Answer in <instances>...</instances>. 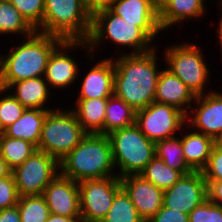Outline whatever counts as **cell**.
I'll list each match as a JSON object with an SVG mask.
<instances>
[{
	"mask_svg": "<svg viewBox=\"0 0 222 222\" xmlns=\"http://www.w3.org/2000/svg\"><path fill=\"white\" fill-rule=\"evenodd\" d=\"M121 186L130 197L139 216L147 222L163 206L164 191L139 174L120 178Z\"/></svg>",
	"mask_w": 222,
	"mask_h": 222,
	"instance_id": "2e32d148",
	"label": "cell"
},
{
	"mask_svg": "<svg viewBox=\"0 0 222 222\" xmlns=\"http://www.w3.org/2000/svg\"><path fill=\"white\" fill-rule=\"evenodd\" d=\"M168 0H153L155 7L159 10Z\"/></svg>",
	"mask_w": 222,
	"mask_h": 222,
	"instance_id": "f6af8a7d",
	"label": "cell"
},
{
	"mask_svg": "<svg viewBox=\"0 0 222 222\" xmlns=\"http://www.w3.org/2000/svg\"><path fill=\"white\" fill-rule=\"evenodd\" d=\"M180 43V44H176ZM182 43V44H181ZM174 44V45H173ZM165 50L161 51L164 55V67L175 74L195 96L204 95L212 89L208 90L209 83H211V67L207 64L203 49L199 44L193 42H175ZM207 86V87H206Z\"/></svg>",
	"mask_w": 222,
	"mask_h": 222,
	"instance_id": "8992f818",
	"label": "cell"
},
{
	"mask_svg": "<svg viewBox=\"0 0 222 222\" xmlns=\"http://www.w3.org/2000/svg\"><path fill=\"white\" fill-rule=\"evenodd\" d=\"M51 214L65 217H80L78 182L60 173L46 186L43 192Z\"/></svg>",
	"mask_w": 222,
	"mask_h": 222,
	"instance_id": "ac0fdd59",
	"label": "cell"
},
{
	"mask_svg": "<svg viewBox=\"0 0 222 222\" xmlns=\"http://www.w3.org/2000/svg\"><path fill=\"white\" fill-rule=\"evenodd\" d=\"M195 98L192 91L175 74L166 67L161 70L155 102L174 106L187 115Z\"/></svg>",
	"mask_w": 222,
	"mask_h": 222,
	"instance_id": "d6986e66",
	"label": "cell"
},
{
	"mask_svg": "<svg viewBox=\"0 0 222 222\" xmlns=\"http://www.w3.org/2000/svg\"><path fill=\"white\" fill-rule=\"evenodd\" d=\"M108 98L76 99L70 109L87 133L104 135L105 108ZM74 106V108H73Z\"/></svg>",
	"mask_w": 222,
	"mask_h": 222,
	"instance_id": "cb8c5ba5",
	"label": "cell"
},
{
	"mask_svg": "<svg viewBox=\"0 0 222 222\" xmlns=\"http://www.w3.org/2000/svg\"><path fill=\"white\" fill-rule=\"evenodd\" d=\"M17 206L21 222H47L50 215L43 195L20 196Z\"/></svg>",
	"mask_w": 222,
	"mask_h": 222,
	"instance_id": "4dcf8cb0",
	"label": "cell"
},
{
	"mask_svg": "<svg viewBox=\"0 0 222 222\" xmlns=\"http://www.w3.org/2000/svg\"><path fill=\"white\" fill-rule=\"evenodd\" d=\"M59 173V161L38 149L12 170L19 196L42 195L46 186Z\"/></svg>",
	"mask_w": 222,
	"mask_h": 222,
	"instance_id": "9c48e42d",
	"label": "cell"
},
{
	"mask_svg": "<svg viewBox=\"0 0 222 222\" xmlns=\"http://www.w3.org/2000/svg\"><path fill=\"white\" fill-rule=\"evenodd\" d=\"M209 3L211 0H208ZM207 0H168L159 9V23L163 33L179 23L191 22L204 19L205 13H208ZM193 20V21H192ZM167 29V30H166Z\"/></svg>",
	"mask_w": 222,
	"mask_h": 222,
	"instance_id": "ffe728a7",
	"label": "cell"
},
{
	"mask_svg": "<svg viewBox=\"0 0 222 222\" xmlns=\"http://www.w3.org/2000/svg\"><path fill=\"white\" fill-rule=\"evenodd\" d=\"M87 42L92 55L97 54V51L103 49L101 45L108 42L117 47H124L123 50L119 48L120 54L118 52L117 55L143 54L157 47L155 42L137 27V23L125 21L106 6L92 10L91 31Z\"/></svg>",
	"mask_w": 222,
	"mask_h": 222,
	"instance_id": "3957f363",
	"label": "cell"
},
{
	"mask_svg": "<svg viewBox=\"0 0 222 222\" xmlns=\"http://www.w3.org/2000/svg\"><path fill=\"white\" fill-rule=\"evenodd\" d=\"M201 172L206 181L222 180V149L213 146L208 162Z\"/></svg>",
	"mask_w": 222,
	"mask_h": 222,
	"instance_id": "d590c367",
	"label": "cell"
},
{
	"mask_svg": "<svg viewBox=\"0 0 222 222\" xmlns=\"http://www.w3.org/2000/svg\"><path fill=\"white\" fill-rule=\"evenodd\" d=\"M102 222H145L138 214L130 197L121 188L115 195L112 205Z\"/></svg>",
	"mask_w": 222,
	"mask_h": 222,
	"instance_id": "f546056e",
	"label": "cell"
},
{
	"mask_svg": "<svg viewBox=\"0 0 222 222\" xmlns=\"http://www.w3.org/2000/svg\"><path fill=\"white\" fill-rule=\"evenodd\" d=\"M106 7L125 21L137 23V27H140L155 43L159 39L158 35L162 36L159 10L153 0H113Z\"/></svg>",
	"mask_w": 222,
	"mask_h": 222,
	"instance_id": "9a60e30c",
	"label": "cell"
},
{
	"mask_svg": "<svg viewBox=\"0 0 222 222\" xmlns=\"http://www.w3.org/2000/svg\"><path fill=\"white\" fill-rule=\"evenodd\" d=\"M90 57V58H89ZM89 61L93 60L95 64L83 76L80 81L79 91L75 99H95V98H109L114 95V74L115 65L112 57H105L104 59H96L95 55L88 56Z\"/></svg>",
	"mask_w": 222,
	"mask_h": 222,
	"instance_id": "e0dca14e",
	"label": "cell"
},
{
	"mask_svg": "<svg viewBox=\"0 0 222 222\" xmlns=\"http://www.w3.org/2000/svg\"><path fill=\"white\" fill-rule=\"evenodd\" d=\"M214 146L222 149V132L216 138H214Z\"/></svg>",
	"mask_w": 222,
	"mask_h": 222,
	"instance_id": "ee69618b",
	"label": "cell"
},
{
	"mask_svg": "<svg viewBox=\"0 0 222 222\" xmlns=\"http://www.w3.org/2000/svg\"><path fill=\"white\" fill-rule=\"evenodd\" d=\"M63 41L57 36L36 31L9 47V52H0V87L8 89L15 82L44 77L52 52Z\"/></svg>",
	"mask_w": 222,
	"mask_h": 222,
	"instance_id": "7a4b0ae2",
	"label": "cell"
},
{
	"mask_svg": "<svg viewBox=\"0 0 222 222\" xmlns=\"http://www.w3.org/2000/svg\"><path fill=\"white\" fill-rule=\"evenodd\" d=\"M216 2H217V4L216 5H218L219 7L218 8H220V13H222V0H216ZM220 15H222V14H219V16ZM221 18L218 20L219 22H218V27H217V31H216V33H217V39H218V44L220 45V48L221 49H218L220 52H221V54H222V16H220ZM222 60V59H221Z\"/></svg>",
	"mask_w": 222,
	"mask_h": 222,
	"instance_id": "60d3db41",
	"label": "cell"
},
{
	"mask_svg": "<svg viewBox=\"0 0 222 222\" xmlns=\"http://www.w3.org/2000/svg\"><path fill=\"white\" fill-rule=\"evenodd\" d=\"M0 222H21L18 206L0 210Z\"/></svg>",
	"mask_w": 222,
	"mask_h": 222,
	"instance_id": "f35d334b",
	"label": "cell"
},
{
	"mask_svg": "<svg viewBox=\"0 0 222 222\" xmlns=\"http://www.w3.org/2000/svg\"><path fill=\"white\" fill-rule=\"evenodd\" d=\"M158 53L157 45L143 54L116 55L117 58L111 55L115 65L114 95L135 111L154 102L157 80L162 70L159 65L162 59Z\"/></svg>",
	"mask_w": 222,
	"mask_h": 222,
	"instance_id": "6da1fadb",
	"label": "cell"
},
{
	"mask_svg": "<svg viewBox=\"0 0 222 222\" xmlns=\"http://www.w3.org/2000/svg\"><path fill=\"white\" fill-rule=\"evenodd\" d=\"M9 1L38 32L42 33V21L45 9L44 0Z\"/></svg>",
	"mask_w": 222,
	"mask_h": 222,
	"instance_id": "d6a6232c",
	"label": "cell"
},
{
	"mask_svg": "<svg viewBox=\"0 0 222 222\" xmlns=\"http://www.w3.org/2000/svg\"><path fill=\"white\" fill-rule=\"evenodd\" d=\"M49 110L25 109L21 117L4 130L10 138H18L39 145L43 123Z\"/></svg>",
	"mask_w": 222,
	"mask_h": 222,
	"instance_id": "603a6c76",
	"label": "cell"
},
{
	"mask_svg": "<svg viewBox=\"0 0 222 222\" xmlns=\"http://www.w3.org/2000/svg\"><path fill=\"white\" fill-rule=\"evenodd\" d=\"M13 174L0 179V210L16 206L19 200Z\"/></svg>",
	"mask_w": 222,
	"mask_h": 222,
	"instance_id": "e575fe53",
	"label": "cell"
},
{
	"mask_svg": "<svg viewBox=\"0 0 222 222\" xmlns=\"http://www.w3.org/2000/svg\"><path fill=\"white\" fill-rule=\"evenodd\" d=\"M155 145L156 156L170 168L180 172L182 175H187L194 171L185 160L181 145V131L180 136L159 140Z\"/></svg>",
	"mask_w": 222,
	"mask_h": 222,
	"instance_id": "4316f807",
	"label": "cell"
},
{
	"mask_svg": "<svg viewBox=\"0 0 222 222\" xmlns=\"http://www.w3.org/2000/svg\"><path fill=\"white\" fill-rule=\"evenodd\" d=\"M37 30L25 19V17L10 3L0 2V36L18 35L22 39L34 34Z\"/></svg>",
	"mask_w": 222,
	"mask_h": 222,
	"instance_id": "484cf974",
	"label": "cell"
},
{
	"mask_svg": "<svg viewBox=\"0 0 222 222\" xmlns=\"http://www.w3.org/2000/svg\"><path fill=\"white\" fill-rule=\"evenodd\" d=\"M4 133V130L2 129V126H1V121H0V135Z\"/></svg>",
	"mask_w": 222,
	"mask_h": 222,
	"instance_id": "bcb514c9",
	"label": "cell"
},
{
	"mask_svg": "<svg viewBox=\"0 0 222 222\" xmlns=\"http://www.w3.org/2000/svg\"><path fill=\"white\" fill-rule=\"evenodd\" d=\"M25 109L8 89L0 87V121L3 130L18 120Z\"/></svg>",
	"mask_w": 222,
	"mask_h": 222,
	"instance_id": "1f68e13d",
	"label": "cell"
},
{
	"mask_svg": "<svg viewBox=\"0 0 222 222\" xmlns=\"http://www.w3.org/2000/svg\"><path fill=\"white\" fill-rule=\"evenodd\" d=\"M185 124L186 115L168 104L154 101L136 111V125L149 140L155 143L177 136Z\"/></svg>",
	"mask_w": 222,
	"mask_h": 222,
	"instance_id": "8fae6325",
	"label": "cell"
},
{
	"mask_svg": "<svg viewBox=\"0 0 222 222\" xmlns=\"http://www.w3.org/2000/svg\"><path fill=\"white\" fill-rule=\"evenodd\" d=\"M186 124L197 132L216 138L222 132V92L213 89L196 96L186 115Z\"/></svg>",
	"mask_w": 222,
	"mask_h": 222,
	"instance_id": "5bb4252c",
	"label": "cell"
},
{
	"mask_svg": "<svg viewBox=\"0 0 222 222\" xmlns=\"http://www.w3.org/2000/svg\"><path fill=\"white\" fill-rule=\"evenodd\" d=\"M182 129L181 145L185 160L194 171H202L210 157L214 146V139L201 132L193 130L187 124H185Z\"/></svg>",
	"mask_w": 222,
	"mask_h": 222,
	"instance_id": "7402d4cb",
	"label": "cell"
},
{
	"mask_svg": "<svg viewBox=\"0 0 222 222\" xmlns=\"http://www.w3.org/2000/svg\"><path fill=\"white\" fill-rule=\"evenodd\" d=\"M208 185V198L222 207V180L221 181H206Z\"/></svg>",
	"mask_w": 222,
	"mask_h": 222,
	"instance_id": "74e56055",
	"label": "cell"
},
{
	"mask_svg": "<svg viewBox=\"0 0 222 222\" xmlns=\"http://www.w3.org/2000/svg\"><path fill=\"white\" fill-rule=\"evenodd\" d=\"M47 222H82V221L80 217H65L50 213Z\"/></svg>",
	"mask_w": 222,
	"mask_h": 222,
	"instance_id": "ab89813d",
	"label": "cell"
},
{
	"mask_svg": "<svg viewBox=\"0 0 222 222\" xmlns=\"http://www.w3.org/2000/svg\"><path fill=\"white\" fill-rule=\"evenodd\" d=\"M79 202L82 222H102L116 193L122 188L118 176L80 181Z\"/></svg>",
	"mask_w": 222,
	"mask_h": 222,
	"instance_id": "30bf717a",
	"label": "cell"
},
{
	"mask_svg": "<svg viewBox=\"0 0 222 222\" xmlns=\"http://www.w3.org/2000/svg\"><path fill=\"white\" fill-rule=\"evenodd\" d=\"M60 174L76 182L117 176L108 135L87 133L81 142L59 161Z\"/></svg>",
	"mask_w": 222,
	"mask_h": 222,
	"instance_id": "277c9868",
	"label": "cell"
},
{
	"mask_svg": "<svg viewBox=\"0 0 222 222\" xmlns=\"http://www.w3.org/2000/svg\"><path fill=\"white\" fill-rule=\"evenodd\" d=\"M8 91H10L26 109H55L54 107H48V101L52 100L50 98H52L51 95L55 91L50 90L44 77L15 82L8 88Z\"/></svg>",
	"mask_w": 222,
	"mask_h": 222,
	"instance_id": "44dd1931",
	"label": "cell"
},
{
	"mask_svg": "<svg viewBox=\"0 0 222 222\" xmlns=\"http://www.w3.org/2000/svg\"><path fill=\"white\" fill-rule=\"evenodd\" d=\"M87 5L92 9L107 6L113 0H85Z\"/></svg>",
	"mask_w": 222,
	"mask_h": 222,
	"instance_id": "7bdbcfd3",
	"label": "cell"
},
{
	"mask_svg": "<svg viewBox=\"0 0 222 222\" xmlns=\"http://www.w3.org/2000/svg\"><path fill=\"white\" fill-rule=\"evenodd\" d=\"M86 135L70 108L55 107L47 112L37 149L60 161Z\"/></svg>",
	"mask_w": 222,
	"mask_h": 222,
	"instance_id": "ba28073f",
	"label": "cell"
},
{
	"mask_svg": "<svg viewBox=\"0 0 222 222\" xmlns=\"http://www.w3.org/2000/svg\"><path fill=\"white\" fill-rule=\"evenodd\" d=\"M147 222H189V214L162 206Z\"/></svg>",
	"mask_w": 222,
	"mask_h": 222,
	"instance_id": "8d00e7d4",
	"label": "cell"
},
{
	"mask_svg": "<svg viewBox=\"0 0 222 222\" xmlns=\"http://www.w3.org/2000/svg\"><path fill=\"white\" fill-rule=\"evenodd\" d=\"M136 124V111L115 95L107 99L104 119V135Z\"/></svg>",
	"mask_w": 222,
	"mask_h": 222,
	"instance_id": "d4e9b609",
	"label": "cell"
},
{
	"mask_svg": "<svg viewBox=\"0 0 222 222\" xmlns=\"http://www.w3.org/2000/svg\"><path fill=\"white\" fill-rule=\"evenodd\" d=\"M208 199V185L201 171H193L164 190L163 206L189 214Z\"/></svg>",
	"mask_w": 222,
	"mask_h": 222,
	"instance_id": "4fadbf2b",
	"label": "cell"
},
{
	"mask_svg": "<svg viewBox=\"0 0 222 222\" xmlns=\"http://www.w3.org/2000/svg\"><path fill=\"white\" fill-rule=\"evenodd\" d=\"M139 175L163 191L172 187L182 177L180 172L170 168L157 156L146 165Z\"/></svg>",
	"mask_w": 222,
	"mask_h": 222,
	"instance_id": "f1b7e54d",
	"label": "cell"
},
{
	"mask_svg": "<svg viewBox=\"0 0 222 222\" xmlns=\"http://www.w3.org/2000/svg\"><path fill=\"white\" fill-rule=\"evenodd\" d=\"M42 33L65 41H87L92 9L85 0H44Z\"/></svg>",
	"mask_w": 222,
	"mask_h": 222,
	"instance_id": "5b68a950",
	"label": "cell"
},
{
	"mask_svg": "<svg viewBox=\"0 0 222 222\" xmlns=\"http://www.w3.org/2000/svg\"><path fill=\"white\" fill-rule=\"evenodd\" d=\"M77 48L86 53V58L90 56L91 51L87 41H63L51 54L44 79L48 83V86L53 90H64L71 87V85H77L80 81L78 78L80 74L81 66L78 64V59L74 58V53ZM71 50V51H70ZM74 50V51H73ZM70 52V53H69ZM74 52L73 54H71ZM78 80V81H77ZM75 82V83H74Z\"/></svg>",
	"mask_w": 222,
	"mask_h": 222,
	"instance_id": "7c38bea8",
	"label": "cell"
},
{
	"mask_svg": "<svg viewBox=\"0 0 222 222\" xmlns=\"http://www.w3.org/2000/svg\"><path fill=\"white\" fill-rule=\"evenodd\" d=\"M35 150L37 148L32 143L18 138H10L4 133L0 135V155L11 170L20 166Z\"/></svg>",
	"mask_w": 222,
	"mask_h": 222,
	"instance_id": "83f0119b",
	"label": "cell"
},
{
	"mask_svg": "<svg viewBox=\"0 0 222 222\" xmlns=\"http://www.w3.org/2000/svg\"><path fill=\"white\" fill-rule=\"evenodd\" d=\"M108 137L119 178L139 174L156 156L155 142L149 140L136 124L115 130Z\"/></svg>",
	"mask_w": 222,
	"mask_h": 222,
	"instance_id": "52a82bcc",
	"label": "cell"
},
{
	"mask_svg": "<svg viewBox=\"0 0 222 222\" xmlns=\"http://www.w3.org/2000/svg\"><path fill=\"white\" fill-rule=\"evenodd\" d=\"M189 222H222V207L208 198L189 213Z\"/></svg>",
	"mask_w": 222,
	"mask_h": 222,
	"instance_id": "836d02e7",
	"label": "cell"
},
{
	"mask_svg": "<svg viewBox=\"0 0 222 222\" xmlns=\"http://www.w3.org/2000/svg\"><path fill=\"white\" fill-rule=\"evenodd\" d=\"M12 174V170L9 168L7 162L0 155V179L8 177Z\"/></svg>",
	"mask_w": 222,
	"mask_h": 222,
	"instance_id": "b9f144b4",
	"label": "cell"
}]
</instances>
